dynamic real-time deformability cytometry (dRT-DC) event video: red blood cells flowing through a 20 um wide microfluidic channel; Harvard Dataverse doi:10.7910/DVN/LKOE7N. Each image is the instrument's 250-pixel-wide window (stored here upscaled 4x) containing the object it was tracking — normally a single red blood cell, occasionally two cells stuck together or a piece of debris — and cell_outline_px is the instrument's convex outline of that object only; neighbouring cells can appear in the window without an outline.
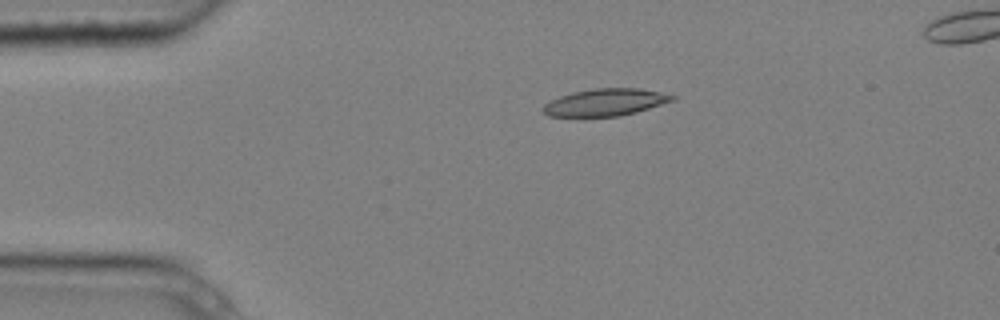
{"species": "common noctule bat (a hibernating species)", "species_latin": "Nyctalus noctula", "temperature_condition": "cold", "stored_images_in_passage": 5, "camera_frame_rate_fps": 3000, "um_per_image_px": 0.085, "animal": {"sex": "male", "body_mass_g": 20.4}, "frame": {"image": 1, "passage_image": 3, "time_ms": 0.667, "image_size_px": [1000, 320], "cell_outline_px": [[676, 100], [636, 112], [620, 116], [548, 116], [540, 108], [544, 104], [560, 96], [572, 92], [596, 88], [640, 88], [660, 92], [676, 96]], "centroid_in_image_um": [51.47, 8.69], "position_along_channel_um": 33.5, "area_um2": 20.4}}